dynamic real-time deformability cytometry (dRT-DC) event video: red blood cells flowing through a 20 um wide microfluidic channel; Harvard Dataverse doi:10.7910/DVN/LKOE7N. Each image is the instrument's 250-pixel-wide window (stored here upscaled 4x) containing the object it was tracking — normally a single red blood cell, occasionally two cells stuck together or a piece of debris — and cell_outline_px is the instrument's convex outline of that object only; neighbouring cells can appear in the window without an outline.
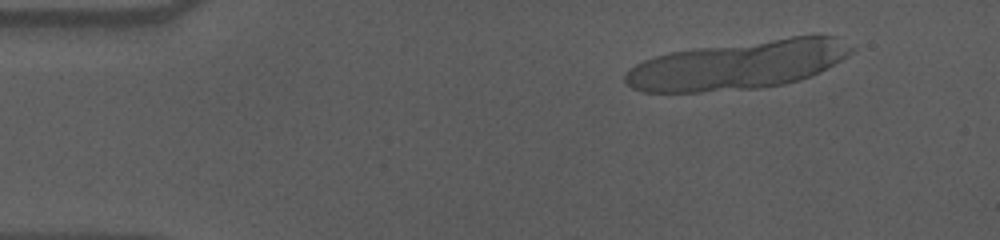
{"species": "human", "species_latin": "Homo sapiens", "temperature_condition": "cold", "stored_images_in_passage": 20, "camera_frame_rate_fps": 3000, "um_per_image_px": 0.085, "donor": {"sex": "male"}, "frame": {"image": 1, "passage_image": 6, "time_ms": 1.667, "image_size_px": [1000, 240], "cell_outline_px": [[856, 48], [852, 52], [840, 60], [820, 72], [812, 76], [800, 80], [784, 84], [760, 88], [700, 92], [640, 92], [632, 88], [624, 80], [624, 72], [628, 68], [644, 60], [668, 52], [792, 36], [836, 36], [856, 44]], "centroid_in_image_um": [62.77, 5.53], "position_along_channel_um": 22.2, "area_um2": 64.45}}